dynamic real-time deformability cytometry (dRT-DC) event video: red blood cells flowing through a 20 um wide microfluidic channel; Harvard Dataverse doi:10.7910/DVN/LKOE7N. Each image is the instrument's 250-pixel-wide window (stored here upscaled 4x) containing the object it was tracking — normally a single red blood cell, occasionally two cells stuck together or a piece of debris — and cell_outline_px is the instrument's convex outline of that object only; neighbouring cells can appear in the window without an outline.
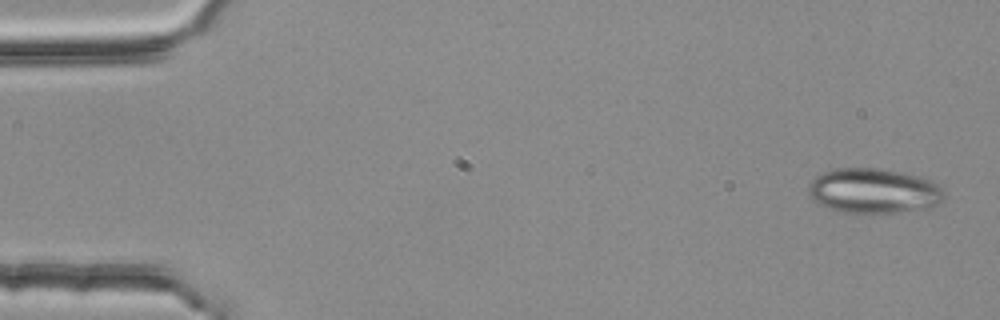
{"species": "common noctule bat (a hibernating species)", "species_latin": "Nyctalus noctula", "temperature_condition": "room temperature", "stored_images_in_passage": 4, "camera_frame_rate_fps": 3000, "um_per_image_px": 0.085, "animal": {"sex": "female", "body_mass_g": 25.1}, "frame": {"image": 1, "passage_image": 1, "time_ms": 0.0, "image_size_px": [1000, 320], "cell_outline_px": [[944, 200], [932, 208], [868, 216], [844, 212], [820, 204], [812, 200], [808, 192], [808, 184], [820, 172], [836, 168], [876, 168], [900, 172], [920, 176], [936, 180], [944, 192]], "centroid_in_image_um": [74.3, 16.25], "position_along_channel_um": 10.7, "area_um2": 36.65}}